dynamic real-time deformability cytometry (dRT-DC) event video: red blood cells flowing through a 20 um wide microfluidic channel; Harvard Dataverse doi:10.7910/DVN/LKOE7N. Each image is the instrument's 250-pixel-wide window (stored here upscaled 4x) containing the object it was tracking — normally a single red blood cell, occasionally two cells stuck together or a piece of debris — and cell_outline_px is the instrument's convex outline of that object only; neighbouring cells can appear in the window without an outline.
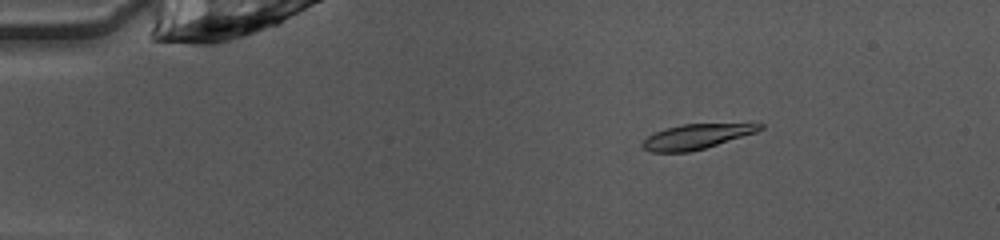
{"species": "common noctule bat (a hibernating species)", "species_latin": "Nyctalus noctula", "temperature_condition": "warm", "stored_images_in_passage": 44, "camera_frame_rate_fps": 3000, "um_per_image_px": 0.085, "animal": {"sex": "female", "body_mass_g": 10.0, "forearm_length_mm": 53.1}, "frame": {"image": 1, "passage_image": 8, "time_ms": 2.333, "image_size_px": [1000, 240], "cell_outline_px": [[764, 128], [756, 132], [704, 148], [688, 152], [652, 152], [644, 148], [640, 144], [648, 136], [656, 132], [680, 124], [764, 124]], "centroid_in_image_um": [59.16, 11.61], "position_along_channel_um": 25.8, "area_um2": 16.59}}
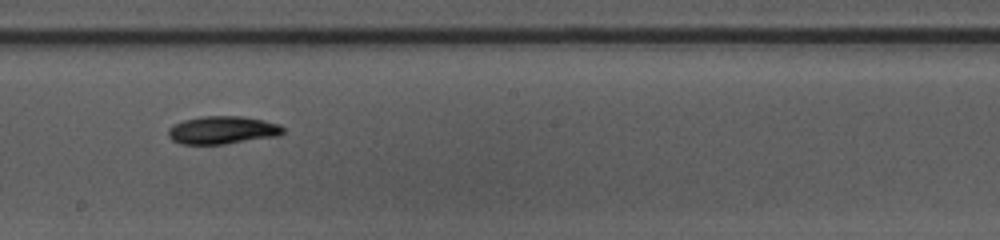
{"frame": {"image": 2, "passage_image": 28, "time_ms": 9.0, "image_size_px": [1000, 240], "cell_outline_px": [[284, 132], [280, 136], [224, 144], [180, 144], [172, 140], [168, 136], [168, 128], [172, 124], [184, 120], [200, 116], [240, 116], [264, 120], [280, 124], [284, 128]], "centroid_in_image_um": [18.91, 11.06], "position_along_channel_um": 229.3, "area_um2": 18.9}}
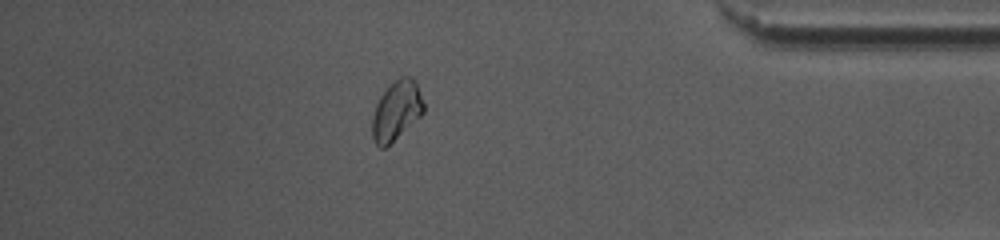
{"frame": {"image": 3, "passage_image": 43, "time_ms": 14.0, "image_size_px": [1000, 240], "cell_outline_px": [[424, 112], [420, 116], [384, 148], [380, 148], [376, 144], [372, 136], [372, 116], [376, 104], [380, 96], [388, 84], [400, 76], [412, 76], [416, 80], [424, 104]], "centroid_in_image_um": [33.69, 9.34], "position_along_channel_um": 401.5, "area_um2": 17.8}}